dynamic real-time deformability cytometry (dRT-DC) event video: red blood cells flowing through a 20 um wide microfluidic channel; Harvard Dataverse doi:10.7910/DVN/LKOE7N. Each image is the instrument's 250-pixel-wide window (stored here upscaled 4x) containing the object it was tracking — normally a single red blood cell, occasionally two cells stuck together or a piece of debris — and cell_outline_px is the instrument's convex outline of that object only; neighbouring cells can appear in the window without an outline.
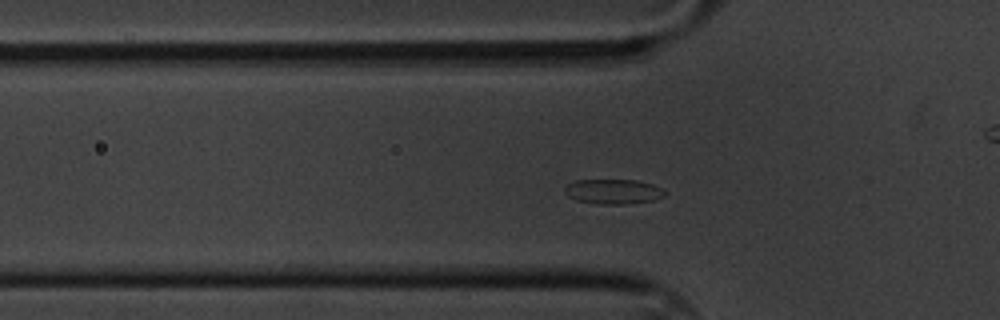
{"species": "common noctule bat (a hibernating species)", "species_latin": "Nyctalus noctula", "temperature_condition": "cold", "stored_images_in_passage": 45, "camera_frame_rate_fps": 3000, "um_per_image_px": 0.085, "animal": {"sex": "male", "body_mass_g": 20.1, "forearm_length_mm": 53.5}, "frame": {"image": 1, "passage_image": 3, "time_ms": 0.667, "image_size_px": [1000, 320], "cell_outline_px": [[668, 192], [664, 196], [652, 200], [628, 204], [600, 204], [576, 200], [568, 196], [564, 192], [564, 188], [568, 184], [576, 180], [636, 180], [652, 184]], "centroid_in_image_um": [52.12, 16.28], "position_along_channel_um": 73.7, "area_um2": 14.45}}
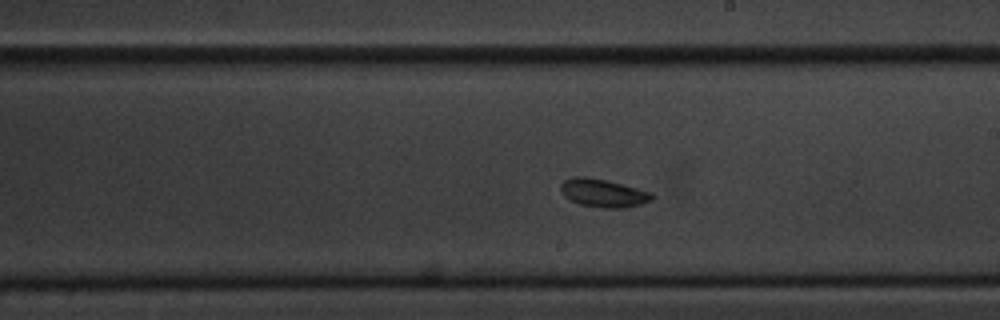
{"frame": {"image": 2, "passage_image": 18, "time_ms": 5.667, "image_size_px": [1000, 320], "cell_outline_px": [[652, 200], [640, 204], [624, 208], [600, 208], [580, 204], [564, 196], [560, 192], [560, 184], [564, 180], [572, 176], [584, 176], [604, 180], [652, 192]], "centroid_in_image_um": [51.22, 16.41], "position_along_channel_um": 237.8, "area_um2": 14.85}}
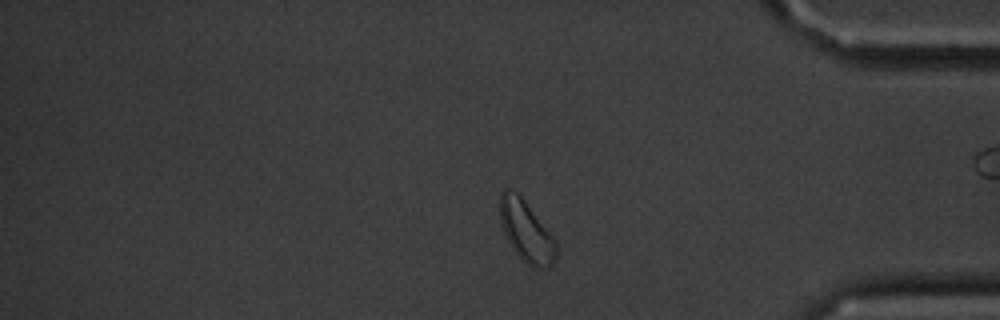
{"frame": {"image": 3, "passage_image": 34, "time_ms": 11.0, "image_size_px": [1000, 320], "cell_outline_px": [[556, 260], [548, 268], [532, 268], [516, 252], [508, 240], [504, 232], [500, 220], [500, 192], [504, 188], [508, 188], [516, 192], [524, 200], [556, 240]], "centroid_in_image_um": [44.74, 19.65], "position_along_channel_um": 390.5, "area_um2": 19.77}}